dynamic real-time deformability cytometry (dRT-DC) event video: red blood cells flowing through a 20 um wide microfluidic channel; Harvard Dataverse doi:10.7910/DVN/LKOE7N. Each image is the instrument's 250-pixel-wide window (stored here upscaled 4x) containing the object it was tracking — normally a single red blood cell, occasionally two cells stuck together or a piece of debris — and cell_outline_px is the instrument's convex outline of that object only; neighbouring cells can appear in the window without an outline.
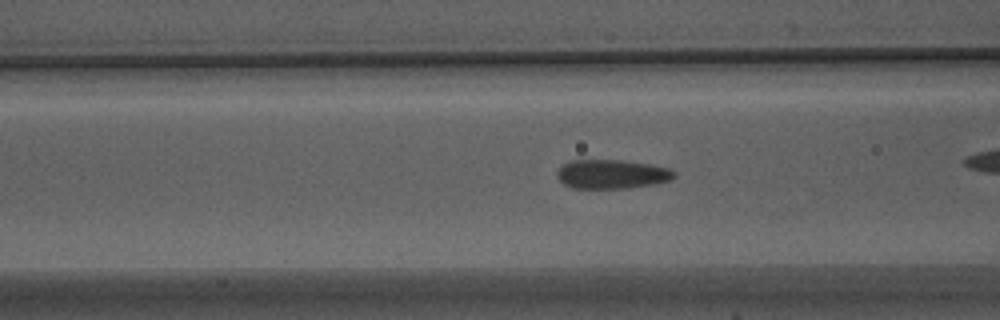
{"species": "Egyptian fruit bat (a non-hibernating species)", "species_latin": "Rousettus aegyptiacus", "temperature_condition": "warm", "stored_images_in_passage": 40, "camera_frame_rate_fps": 3000, "um_per_image_px": 0.085, "animal": {"sex": "male"}, "frame": {"image": 1, "passage_image": 18, "time_ms": 5.667, "image_size_px": [1000, 320], "cell_outline_px": [[676, 176], [668, 180], [652, 184], [628, 188], [572, 188], [564, 184], [556, 176], [556, 172], [564, 164], [572, 160], [620, 160], [652, 164], [668, 168], [676, 172]], "centroid_in_image_um": [51.99, 14.8], "position_along_channel_um": 114.6, "area_um2": 19.77}}
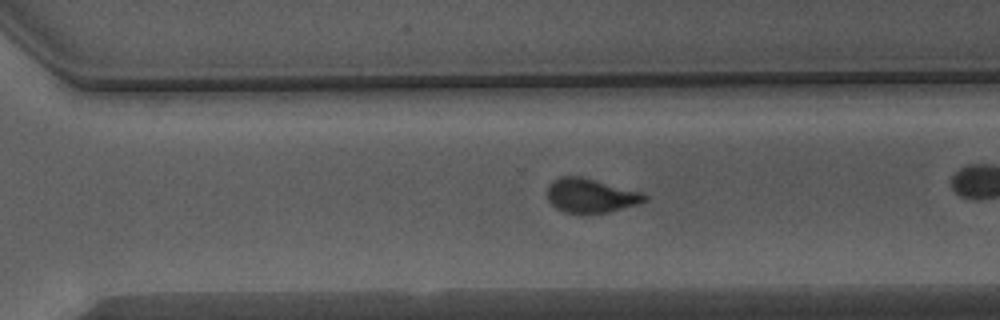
{"frame": {"image": 2, "passage_image": 34, "time_ms": 11.0, "image_size_px": [1000, 320], "cell_outline_px": [[648, 200], [640, 204], [608, 212], [564, 212], [556, 208], [548, 200], [548, 184], [552, 180], [560, 176], [580, 176], [644, 192], [648, 196]], "centroid_in_image_um": [50.25, 16.6], "position_along_channel_um": 320.3, "area_um2": 19.42}, "authors_computed_cell_mechanics": {"area_um2": 19.941, "velocity_mm_per_s": 3.8619, "shape_relaxation_time_tau1_ms": 4.4974, "shape_relaxation_time_tau2_ms": 0.7458, "deformation_change_tau1": 0.1385, "deformation_change_tau2": 0.0693}}